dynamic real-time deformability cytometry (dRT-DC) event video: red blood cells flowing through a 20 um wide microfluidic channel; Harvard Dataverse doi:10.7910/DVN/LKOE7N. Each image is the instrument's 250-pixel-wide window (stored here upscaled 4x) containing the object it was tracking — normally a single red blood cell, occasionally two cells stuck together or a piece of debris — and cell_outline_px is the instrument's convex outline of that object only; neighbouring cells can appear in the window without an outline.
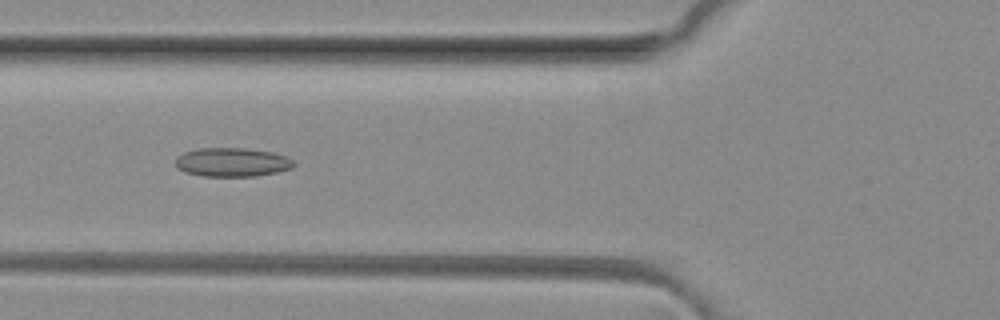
{"species": "common noctule bat (a hibernating species)", "species_latin": "Nyctalus noctula", "temperature_condition": "room temperature", "stored_images_in_passage": 5, "camera_frame_rate_fps": 3000, "um_per_image_px": 0.085, "animal": {"sex": "female", "body_mass_g": 29.2, "forearm_length_mm": 56.3}, "frame": {"image": 1, "passage_image": 5, "time_ms": 1.333, "image_size_px": [1000, 320], "cell_outline_px": [[296, 164], [292, 168], [276, 172], [256, 176], [204, 176], [184, 172], [176, 168], [176, 156], [184, 152], [200, 148], [244, 148], [272, 152], [288, 156]], "centroid_in_image_um": [19.73, 13.79], "position_along_channel_um": 106.1, "area_um2": 20.0}}